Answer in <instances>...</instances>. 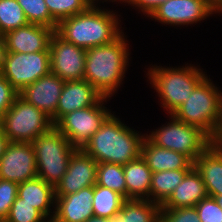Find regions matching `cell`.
Segmentation results:
<instances>
[{
	"mask_svg": "<svg viewBox=\"0 0 222 222\" xmlns=\"http://www.w3.org/2000/svg\"><path fill=\"white\" fill-rule=\"evenodd\" d=\"M222 91L206 76L172 114L188 125L204 131L212 140L217 137Z\"/></svg>",
	"mask_w": 222,
	"mask_h": 222,
	"instance_id": "5",
	"label": "cell"
},
{
	"mask_svg": "<svg viewBox=\"0 0 222 222\" xmlns=\"http://www.w3.org/2000/svg\"><path fill=\"white\" fill-rule=\"evenodd\" d=\"M28 23L22 7L16 0H0V33L2 36Z\"/></svg>",
	"mask_w": 222,
	"mask_h": 222,
	"instance_id": "28",
	"label": "cell"
},
{
	"mask_svg": "<svg viewBox=\"0 0 222 222\" xmlns=\"http://www.w3.org/2000/svg\"><path fill=\"white\" fill-rule=\"evenodd\" d=\"M22 7L27 21L56 30L57 22L52 18L44 0H16Z\"/></svg>",
	"mask_w": 222,
	"mask_h": 222,
	"instance_id": "29",
	"label": "cell"
},
{
	"mask_svg": "<svg viewBox=\"0 0 222 222\" xmlns=\"http://www.w3.org/2000/svg\"><path fill=\"white\" fill-rule=\"evenodd\" d=\"M145 138L112 113L82 149L97 163L125 165L141 157Z\"/></svg>",
	"mask_w": 222,
	"mask_h": 222,
	"instance_id": "3",
	"label": "cell"
},
{
	"mask_svg": "<svg viewBox=\"0 0 222 222\" xmlns=\"http://www.w3.org/2000/svg\"><path fill=\"white\" fill-rule=\"evenodd\" d=\"M52 126L49 116L19 95L0 120V127L9 142L32 143Z\"/></svg>",
	"mask_w": 222,
	"mask_h": 222,
	"instance_id": "8",
	"label": "cell"
},
{
	"mask_svg": "<svg viewBox=\"0 0 222 222\" xmlns=\"http://www.w3.org/2000/svg\"><path fill=\"white\" fill-rule=\"evenodd\" d=\"M201 222H222L221 206L213 197L207 196L195 205Z\"/></svg>",
	"mask_w": 222,
	"mask_h": 222,
	"instance_id": "33",
	"label": "cell"
},
{
	"mask_svg": "<svg viewBox=\"0 0 222 222\" xmlns=\"http://www.w3.org/2000/svg\"><path fill=\"white\" fill-rule=\"evenodd\" d=\"M86 222H112V219L93 216L89 218Z\"/></svg>",
	"mask_w": 222,
	"mask_h": 222,
	"instance_id": "40",
	"label": "cell"
},
{
	"mask_svg": "<svg viewBox=\"0 0 222 222\" xmlns=\"http://www.w3.org/2000/svg\"><path fill=\"white\" fill-rule=\"evenodd\" d=\"M18 184L0 179V220H5L9 210L16 200Z\"/></svg>",
	"mask_w": 222,
	"mask_h": 222,
	"instance_id": "34",
	"label": "cell"
},
{
	"mask_svg": "<svg viewBox=\"0 0 222 222\" xmlns=\"http://www.w3.org/2000/svg\"><path fill=\"white\" fill-rule=\"evenodd\" d=\"M17 195L22 199V202L31 204L46 218L54 217L56 203L55 187L40 177L37 176L18 184Z\"/></svg>",
	"mask_w": 222,
	"mask_h": 222,
	"instance_id": "19",
	"label": "cell"
},
{
	"mask_svg": "<svg viewBox=\"0 0 222 222\" xmlns=\"http://www.w3.org/2000/svg\"><path fill=\"white\" fill-rule=\"evenodd\" d=\"M32 144L37 176L56 187L66 173L70 157L76 148L54 125L38 135Z\"/></svg>",
	"mask_w": 222,
	"mask_h": 222,
	"instance_id": "6",
	"label": "cell"
},
{
	"mask_svg": "<svg viewBox=\"0 0 222 222\" xmlns=\"http://www.w3.org/2000/svg\"><path fill=\"white\" fill-rule=\"evenodd\" d=\"M168 0H128V4L137 7L138 11L143 12L146 17H149L152 12L159 7L161 4L165 3Z\"/></svg>",
	"mask_w": 222,
	"mask_h": 222,
	"instance_id": "36",
	"label": "cell"
},
{
	"mask_svg": "<svg viewBox=\"0 0 222 222\" xmlns=\"http://www.w3.org/2000/svg\"><path fill=\"white\" fill-rule=\"evenodd\" d=\"M50 72L65 82L84 79L86 49L66 42L56 33L50 39Z\"/></svg>",
	"mask_w": 222,
	"mask_h": 222,
	"instance_id": "11",
	"label": "cell"
},
{
	"mask_svg": "<svg viewBox=\"0 0 222 222\" xmlns=\"http://www.w3.org/2000/svg\"><path fill=\"white\" fill-rule=\"evenodd\" d=\"M200 174L208 196L222 195V152L211 143L193 162Z\"/></svg>",
	"mask_w": 222,
	"mask_h": 222,
	"instance_id": "20",
	"label": "cell"
},
{
	"mask_svg": "<svg viewBox=\"0 0 222 222\" xmlns=\"http://www.w3.org/2000/svg\"><path fill=\"white\" fill-rule=\"evenodd\" d=\"M52 18L60 21L86 11L92 3L90 0H44Z\"/></svg>",
	"mask_w": 222,
	"mask_h": 222,
	"instance_id": "30",
	"label": "cell"
},
{
	"mask_svg": "<svg viewBox=\"0 0 222 222\" xmlns=\"http://www.w3.org/2000/svg\"><path fill=\"white\" fill-rule=\"evenodd\" d=\"M43 222H60V221H58L55 217H50L46 218Z\"/></svg>",
	"mask_w": 222,
	"mask_h": 222,
	"instance_id": "45",
	"label": "cell"
},
{
	"mask_svg": "<svg viewBox=\"0 0 222 222\" xmlns=\"http://www.w3.org/2000/svg\"><path fill=\"white\" fill-rule=\"evenodd\" d=\"M5 55H6L5 41H4V38L1 37L0 38V72L4 64Z\"/></svg>",
	"mask_w": 222,
	"mask_h": 222,
	"instance_id": "38",
	"label": "cell"
},
{
	"mask_svg": "<svg viewBox=\"0 0 222 222\" xmlns=\"http://www.w3.org/2000/svg\"><path fill=\"white\" fill-rule=\"evenodd\" d=\"M109 98L103 97L96 105L64 115L54 126L75 148H83L112 114L105 107Z\"/></svg>",
	"mask_w": 222,
	"mask_h": 222,
	"instance_id": "9",
	"label": "cell"
},
{
	"mask_svg": "<svg viewBox=\"0 0 222 222\" xmlns=\"http://www.w3.org/2000/svg\"><path fill=\"white\" fill-rule=\"evenodd\" d=\"M217 137H222V94H221V106H220V120L217 127Z\"/></svg>",
	"mask_w": 222,
	"mask_h": 222,
	"instance_id": "39",
	"label": "cell"
},
{
	"mask_svg": "<svg viewBox=\"0 0 222 222\" xmlns=\"http://www.w3.org/2000/svg\"><path fill=\"white\" fill-rule=\"evenodd\" d=\"M160 222H201V220L194 206L176 209L161 208Z\"/></svg>",
	"mask_w": 222,
	"mask_h": 222,
	"instance_id": "32",
	"label": "cell"
},
{
	"mask_svg": "<svg viewBox=\"0 0 222 222\" xmlns=\"http://www.w3.org/2000/svg\"><path fill=\"white\" fill-rule=\"evenodd\" d=\"M64 83L63 79L50 72L27 85L18 95L49 116L55 125V112Z\"/></svg>",
	"mask_w": 222,
	"mask_h": 222,
	"instance_id": "15",
	"label": "cell"
},
{
	"mask_svg": "<svg viewBox=\"0 0 222 222\" xmlns=\"http://www.w3.org/2000/svg\"><path fill=\"white\" fill-rule=\"evenodd\" d=\"M55 30L50 27L28 23L3 35L6 52L35 53L49 51Z\"/></svg>",
	"mask_w": 222,
	"mask_h": 222,
	"instance_id": "16",
	"label": "cell"
},
{
	"mask_svg": "<svg viewBox=\"0 0 222 222\" xmlns=\"http://www.w3.org/2000/svg\"><path fill=\"white\" fill-rule=\"evenodd\" d=\"M18 92L9 81L0 73V120L13 104Z\"/></svg>",
	"mask_w": 222,
	"mask_h": 222,
	"instance_id": "35",
	"label": "cell"
},
{
	"mask_svg": "<svg viewBox=\"0 0 222 222\" xmlns=\"http://www.w3.org/2000/svg\"><path fill=\"white\" fill-rule=\"evenodd\" d=\"M141 157L152 173L193 168V162L184 154L158 147L147 138L142 144Z\"/></svg>",
	"mask_w": 222,
	"mask_h": 222,
	"instance_id": "22",
	"label": "cell"
},
{
	"mask_svg": "<svg viewBox=\"0 0 222 222\" xmlns=\"http://www.w3.org/2000/svg\"><path fill=\"white\" fill-rule=\"evenodd\" d=\"M94 186L56 197L54 217L60 222H86L93 217Z\"/></svg>",
	"mask_w": 222,
	"mask_h": 222,
	"instance_id": "18",
	"label": "cell"
},
{
	"mask_svg": "<svg viewBox=\"0 0 222 222\" xmlns=\"http://www.w3.org/2000/svg\"><path fill=\"white\" fill-rule=\"evenodd\" d=\"M219 13L207 0H168L149 16L161 24L185 26L197 24L212 14Z\"/></svg>",
	"mask_w": 222,
	"mask_h": 222,
	"instance_id": "12",
	"label": "cell"
},
{
	"mask_svg": "<svg viewBox=\"0 0 222 222\" xmlns=\"http://www.w3.org/2000/svg\"><path fill=\"white\" fill-rule=\"evenodd\" d=\"M96 184L109 188L126 199V183L123 165L98 163Z\"/></svg>",
	"mask_w": 222,
	"mask_h": 222,
	"instance_id": "27",
	"label": "cell"
},
{
	"mask_svg": "<svg viewBox=\"0 0 222 222\" xmlns=\"http://www.w3.org/2000/svg\"><path fill=\"white\" fill-rule=\"evenodd\" d=\"M125 200L126 199L119 193L95 184L93 214L96 217L111 219L121 210L122 204Z\"/></svg>",
	"mask_w": 222,
	"mask_h": 222,
	"instance_id": "26",
	"label": "cell"
},
{
	"mask_svg": "<svg viewBox=\"0 0 222 222\" xmlns=\"http://www.w3.org/2000/svg\"><path fill=\"white\" fill-rule=\"evenodd\" d=\"M0 73L20 93L27 85L50 73V52H6Z\"/></svg>",
	"mask_w": 222,
	"mask_h": 222,
	"instance_id": "10",
	"label": "cell"
},
{
	"mask_svg": "<svg viewBox=\"0 0 222 222\" xmlns=\"http://www.w3.org/2000/svg\"><path fill=\"white\" fill-rule=\"evenodd\" d=\"M169 116L170 122L146 134V138L156 146L182 153L194 162L212 139L200 128L188 125L172 114Z\"/></svg>",
	"mask_w": 222,
	"mask_h": 222,
	"instance_id": "7",
	"label": "cell"
},
{
	"mask_svg": "<svg viewBox=\"0 0 222 222\" xmlns=\"http://www.w3.org/2000/svg\"><path fill=\"white\" fill-rule=\"evenodd\" d=\"M9 143L8 138L4 135L1 127H0V158L3 156L5 149Z\"/></svg>",
	"mask_w": 222,
	"mask_h": 222,
	"instance_id": "37",
	"label": "cell"
},
{
	"mask_svg": "<svg viewBox=\"0 0 222 222\" xmlns=\"http://www.w3.org/2000/svg\"><path fill=\"white\" fill-rule=\"evenodd\" d=\"M37 177L32 143L9 142L0 158V179L17 184Z\"/></svg>",
	"mask_w": 222,
	"mask_h": 222,
	"instance_id": "13",
	"label": "cell"
},
{
	"mask_svg": "<svg viewBox=\"0 0 222 222\" xmlns=\"http://www.w3.org/2000/svg\"><path fill=\"white\" fill-rule=\"evenodd\" d=\"M98 1L99 0H90V2L92 3V5H96L97 3H98ZM101 1V0H100ZM108 0H103L102 2L104 3V2H107ZM115 2L116 1V3L118 2H123V3H127L128 2V0H109L108 2Z\"/></svg>",
	"mask_w": 222,
	"mask_h": 222,
	"instance_id": "43",
	"label": "cell"
},
{
	"mask_svg": "<svg viewBox=\"0 0 222 222\" xmlns=\"http://www.w3.org/2000/svg\"><path fill=\"white\" fill-rule=\"evenodd\" d=\"M112 222H160L161 205L148 199H126Z\"/></svg>",
	"mask_w": 222,
	"mask_h": 222,
	"instance_id": "24",
	"label": "cell"
},
{
	"mask_svg": "<svg viewBox=\"0 0 222 222\" xmlns=\"http://www.w3.org/2000/svg\"><path fill=\"white\" fill-rule=\"evenodd\" d=\"M126 199L150 200V187L152 171L146 161L139 157L136 160L123 165Z\"/></svg>",
	"mask_w": 222,
	"mask_h": 222,
	"instance_id": "23",
	"label": "cell"
},
{
	"mask_svg": "<svg viewBox=\"0 0 222 222\" xmlns=\"http://www.w3.org/2000/svg\"><path fill=\"white\" fill-rule=\"evenodd\" d=\"M124 32L112 43L86 49L84 79L103 97H112L129 66V44Z\"/></svg>",
	"mask_w": 222,
	"mask_h": 222,
	"instance_id": "2",
	"label": "cell"
},
{
	"mask_svg": "<svg viewBox=\"0 0 222 222\" xmlns=\"http://www.w3.org/2000/svg\"><path fill=\"white\" fill-rule=\"evenodd\" d=\"M195 65L182 67H162L152 65L147 68L150 84L160 97L166 113L173 114L190 97L194 88L207 76L203 69Z\"/></svg>",
	"mask_w": 222,
	"mask_h": 222,
	"instance_id": "4",
	"label": "cell"
},
{
	"mask_svg": "<svg viewBox=\"0 0 222 222\" xmlns=\"http://www.w3.org/2000/svg\"><path fill=\"white\" fill-rule=\"evenodd\" d=\"M208 196L205 184L200 174L193 167L175 188L161 208L176 209L194 207Z\"/></svg>",
	"mask_w": 222,
	"mask_h": 222,
	"instance_id": "21",
	"label": "cell"
},
{
	"mask_svg": "<svg viewBox=\"0 0 222 222\" xmlns=\"http://www.w3.org/2000/svg\"><path fill=\"white\" fill-rule=\"evenodd\" d=\"M97 161L82 148L72 153L66 173L55 187V197L78 192L82 188L94 186L97 180Z\"/></svg>",
	"mask_w": 222,
	"mask_h": 222,
	"instance_id": "14",
	"label": "cell"
},
{
	"mask_svg": "<svg viewBox=\"0 0 222 222\" xmlns=\"http://www.w3.org/2000/svg\"><path fill=\"white\" fill-rule=\"evenodd\" d=\"M207 1L218 11L222 9V0H207Z\"/></svg>",
	"mask_w": 222,
	"mask_h": 222,
	"instance_id": "41",
	"label": "cell"
},
{
	"mask_svg": "<svg viewBox=\"0 0 222 222\" xmlns=\"http://www.w3.org/2000/svg\"><path fill=\"white\" fill-rule=\"evenodd\" d=\"M213 198L221 206V209H222V195H216Z\"/></svg>",
	"mask_w": 222,
	"mask_h": 222,
	"instance_id": "44",
	"label": "cell"
},
{
	"mask_svg": "<svg viewBox=\"0 0 222 222\" xmlns=\"http://www.w3.org/2000/svg\"><path fill=\"white\" fill-rule=\"evenodd\" d=\"M120 22L113 10L91 5L86 11L60 21L55 33L66 42L89 49L116 40L123 33Z\"/></svg>",
	"mask_w": 222,
	"mask_h": 222,
	"instance_id": "1",
	"label": "cell"
},
{
	"mask_svg": "<svg viewBox=\"0 0 222 222\" xmlns=\"http://www.w3.org/2000/svg\"><path fill=\"white\" fill-rule=\"evenodd\" d=\"M190 170L179 169L152 173L150 201L162 205Z\"/></svg>",
	"mask_w": 222,
	"mask_h": 222,
	"instance_id": "25",
	"label": "cell"
},
{
	"mask_svg": "<svg viewBox=\"0 0 222 222\" xmlns=\"http://www.w3.org/2000/svg\"><path fill=\"white\" fill-rule=\"evenodd\" d=\"M46 217L31 204L22 202L17 195L16 200L12 204L6 222H43Z\"/></svg>",
	"mask_w": 222,
	"mask_h": 222,
	"instance_id": "31",
	"label": "cell"
},
{
	"mask_svg": "<svg viewBox=\"0 0 222 222\" xmlns=\"http://www.w3.org/2000/svg\"><path fill=\"white\" fill-rule=\"evenodd\" d=\"M212 143L222 152V137L214 138Z\"/></svg>",
	"mask_w": 222,
	"mask_h": 222,
	"instance_id": "42",
	"label": "cell"
},
{
	"mask_svg": "<svg viewBox=\"0 0 222 222\" xmlns=\"http://www.w3.org/2000/svg\"><path fill=\"white\" fill-rule=\"evenodd\" d=\"M102 98L103 95L85 79L65 82L55 112V124L64 115L96 105Z\"/></svg>",
	"mask_w": 222,
	"mask_h": 222,
	"instance_id": "17",
	"label": "cell"
}]
</instances>
